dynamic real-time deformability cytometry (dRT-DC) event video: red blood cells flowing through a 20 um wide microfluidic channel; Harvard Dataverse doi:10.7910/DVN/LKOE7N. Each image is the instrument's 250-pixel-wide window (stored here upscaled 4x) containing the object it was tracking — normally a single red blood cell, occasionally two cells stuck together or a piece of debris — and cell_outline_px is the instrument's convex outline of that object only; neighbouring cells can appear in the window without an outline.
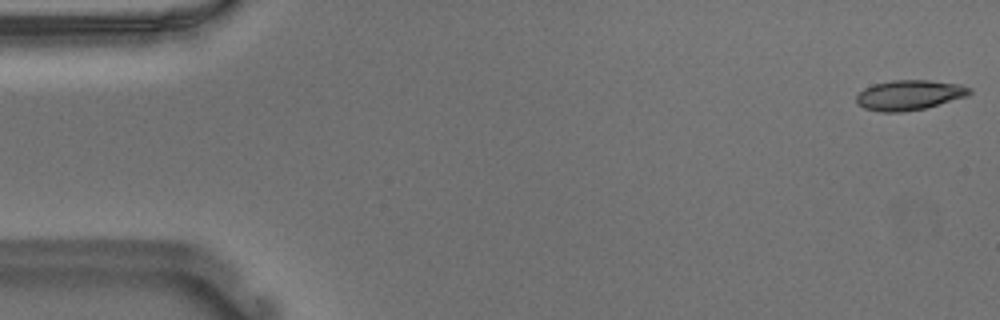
{"species": "Egyptian fruit bat (a non-hibernating species)", "species_latin": "Rousettus aegyptiacus", "temperature_condition": "warm", "stored_images_in_passage": 54, "camera_frame_rate_fps": 3000, "um_per_image_px": 0.085, "animal": {"sex": "male"}, "frame": {"image": 1, "passage_image": 1, "time_ms": 0.0, "image_size_px": [1000, 320], "cell_outline_px": [[972, 92], [968, 96], [924, 108], [904, 112], [880, 112], [864, 108], [856, 104], [856, 96], [864, 88], [872, 84], [892, 80], [928, 80], [960, 84], [972, 88]], "centroid_in_image_um": [77.28, 8.08], "position_along_channel_um": 7.7, "area_um2": 19.94}}
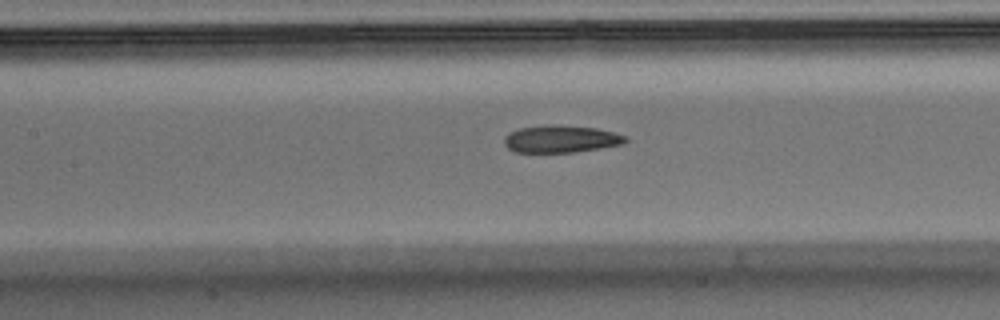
{"frame": {"image": 2, "passage_image": 24, "time_ms": 7.667, "image_size_px": [1000, 320], "cell_outline_px": [[628, 140], [624, 144], [600, 148], [572, 152], [516, 152], [508, 148], [504, 144], [504, 136], [508, 132], [520, 128], [544, 124], [552, 124], [596, 128], [628, 136]], "centroid_in_image_um": [47.67, 11.8], "position_along_channel_um": 159.7, "area_um2": 19.42}}
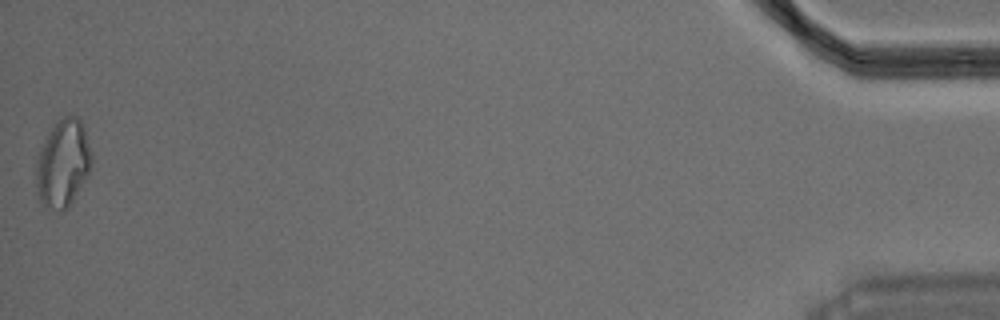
{"frame": {"image": 3, "passage_image": 54, "time_ms": 17.667, "image_size_px": [1000, 320], "cell_outline_px": [[92, 168], [88, 176], [68, 208], [60, 212], [48, 212], [40, 204], [36, 192], [36, 156], [48, 132], [56, 120], [68, 112], [72, 112], [80, 116], [84, 124], [92, 152]], "centroid_in_image_um": [5.35, 13.87], "position_along_channel_um": 429.8, "area_um2": 29.88}, "authors_computed_cell_mechanics": {"area_um2": 20.1722, "velocity_mm_per_s": 3.6876, "shape_relaxation_time_tau1_ms": null, "shape_relaxation_time_tau2_ms": 3.1429, "deformation_change_tau1": null, "deformation_change_tau2": 0.1184}}